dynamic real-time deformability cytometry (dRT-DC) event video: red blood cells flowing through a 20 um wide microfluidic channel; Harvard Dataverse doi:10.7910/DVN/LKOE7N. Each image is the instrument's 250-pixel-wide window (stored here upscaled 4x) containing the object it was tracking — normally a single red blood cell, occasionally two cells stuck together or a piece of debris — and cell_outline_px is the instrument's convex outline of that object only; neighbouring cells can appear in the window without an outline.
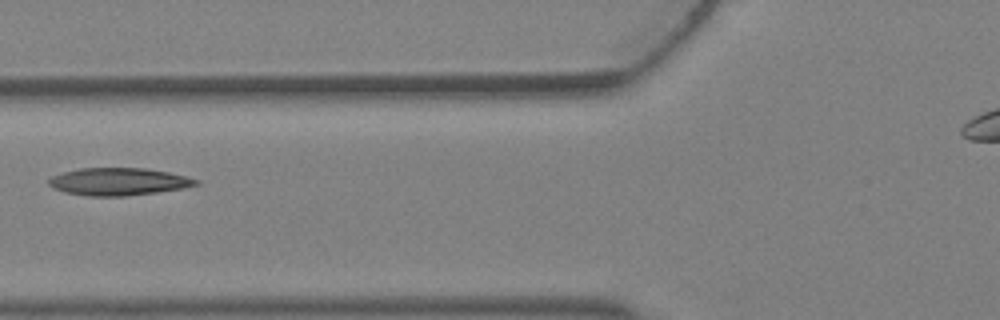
{"species": "Egyptian fruit bat (a non-hibernating species)", "species_latin": "Rousettus aegyptiacus", "temperature_condition": "warm", "stored_images_in_passage": 5, "camera_frame_rate_fps": 3000, "um_per_image_px": 0.085, "animal": {"sex": "female"}, "frame": {"image": 1, "passage_image": 5, "time_ms": 1.333, "image_size_px": [1000, 320], "cell_outline_px": [[200, 184], [184, 188], [156, 192], [124, 196], [88, 196], [64, 192], [52, 188], [48, 184], [48, 180], [52, 176], [64, 172], [80, 168], [144, 168], [168, 172], [200, 180]], "centroid_in_image_um": [10.06, 15.44], "position_along_channel_um": 115.7, "area_um2": 23.52}}